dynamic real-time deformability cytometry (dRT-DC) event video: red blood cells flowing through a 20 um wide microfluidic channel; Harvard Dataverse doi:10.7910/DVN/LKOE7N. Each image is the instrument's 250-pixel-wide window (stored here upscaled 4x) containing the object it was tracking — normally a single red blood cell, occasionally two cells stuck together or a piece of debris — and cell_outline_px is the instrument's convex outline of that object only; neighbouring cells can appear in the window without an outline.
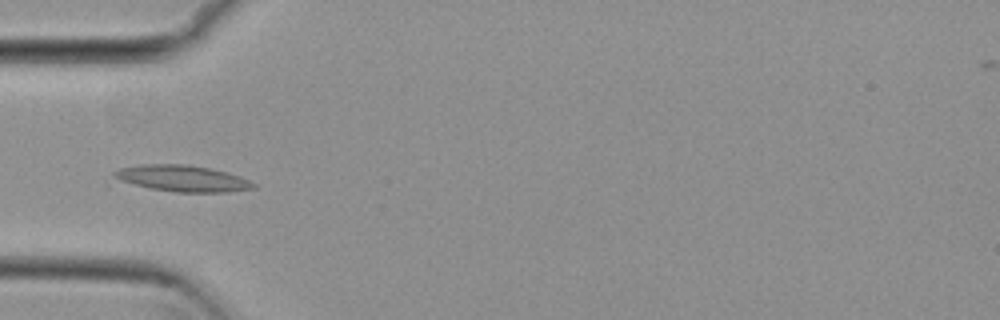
{"species": "common noctule bat (a hibernating species)", "species_latin": "Nyctalus noctula", "temperature_condition": "cold", "stored_images_in_passage": 37, "camera_frame_rate_fps": 3000, "um_per_image_px": 0.085, "animal": {"sex": "female", "body_mass_g": 29.2, "forearm_length_mm": 56.3}, "frame": {"image": 1, "passage_image": 1, "time_ms": 0.0, "image_size_px": [1000, 320], "cell_outline_px": [[256, 188], [228, 192], [176, 192], [152, 188], [120, 180], [112, 176], [112, 172], [120, 168], [140, 164], [188, 164], [208, 168], [240, 176], [256, 184]], "centroid_in_image_um": [15.51, 15.16], "position_along_channel_um": 69.5, "area_um2": 21.1}}
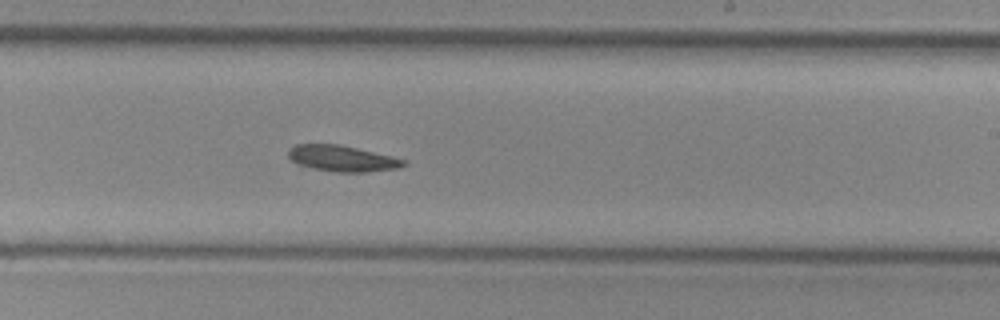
{"frame": {"image": 2, "passage_image": 16, "time_ms": 5.0, "image_size_px": [1000, 320], "cell_outline_px": [[408, 164], [396, 168], [368, 172], [336, 172], [300, 168], [288, 156], [288, 152], [296, 144], [340, 144], [392, 156], [404, 160]], "centroid_in_image_um": [29.03, 13.49], "position_along_channel_um": 260.0, "area_um2": 17.74}}
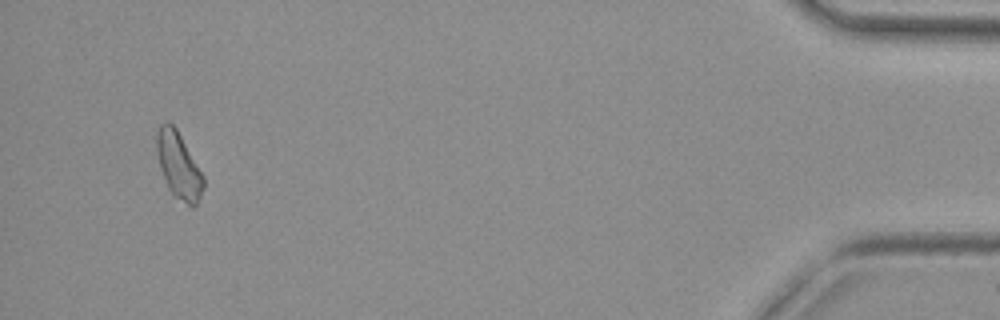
{"frame": {"image": 3, "passage_image": 35, "time_ms": 11.333, "image_size_px": [1000, 320], "cell_outline_px": [[204, 188], [196, 208], [192, 208], [172, 196], [168, 188], [160, 168], [156, 152], [156, 136], [160, 124], [168, 120], [176, 128], [204, 176]], "centroid_in_image_um": [15.19, 14.11], "position_along_channel_um": 420.0, "area_um2": 18.38}, "authors_computed_cell_mechanics": {"area_um2": 18.0914, "velocity_mm_per_s": 3.8091, "shape_relaxation_time_tau1_ms": 5.891, "shape_relaxation_time_tau2_ms": null, "deformation_change_tau1": 0.1555, "deformation_change_tau2": null}}